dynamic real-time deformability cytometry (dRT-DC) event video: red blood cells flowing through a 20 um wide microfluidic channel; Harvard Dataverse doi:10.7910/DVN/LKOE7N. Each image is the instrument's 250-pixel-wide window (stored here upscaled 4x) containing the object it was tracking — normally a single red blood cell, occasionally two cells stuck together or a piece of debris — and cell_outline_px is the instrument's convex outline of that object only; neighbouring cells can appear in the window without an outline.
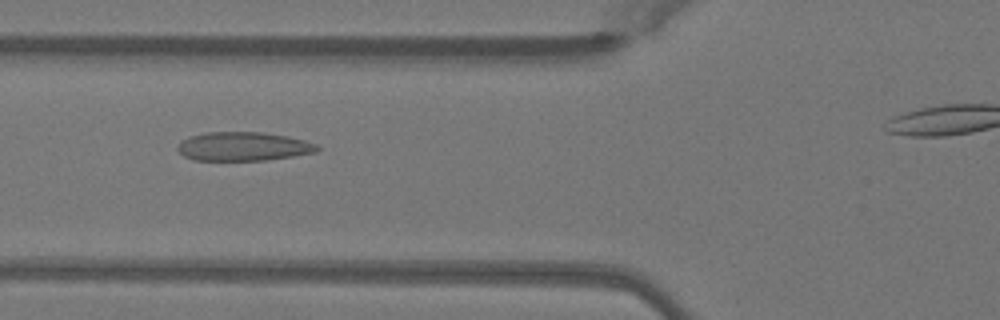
{"species": "Egyptian fruit bat (a non-hibernating species)", "species_latin": "Rousettus aegyptiacus", "temperature_condition": "warm", "stored_images_in_passage": 29, "camera_frame_rate_fps": 3000, "um_per_image_px": 0.085, "animal": {"sex": "female"}, "frame": {"image": 1, "passage_image": 4, "time_ms": 1.0, "image_size_px": [1000, 320], "cell_outline_px": [[320, 148], [316, 152], [268, 160], [192, 160], [184, 156], [176, 148], [180, 140], [188, 136], [204, 132], [264, 132], [288, 136], [304, 140], [316, 144]], "centroid_in_image_um": [20.64, 12.44], "position_along_channel_um": 105.2, "area_um2": 23.64}}
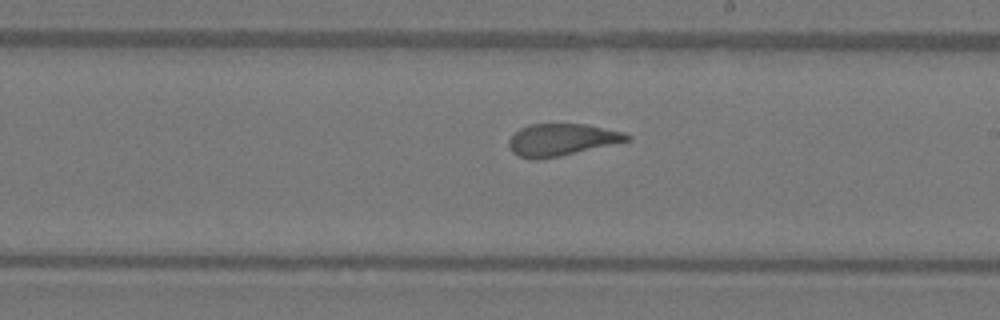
{"frame": {"image": 2, "passage_image": 14, "time_ms": 4.333, "image_size_px": [1000, 320], "cell_outline_px": [[632, 140], [560, 156], [536, 160], [532, 160], [520, 156], [512, 152], [508, 144], [508, 140], [520, 128], [528, 124], [588, 124], [624, 132], [632, 136]], "centroid_in_image_um": [47.76, 11.87], "position_along_channel_um": 241.2, "area_um2": 22.2}}
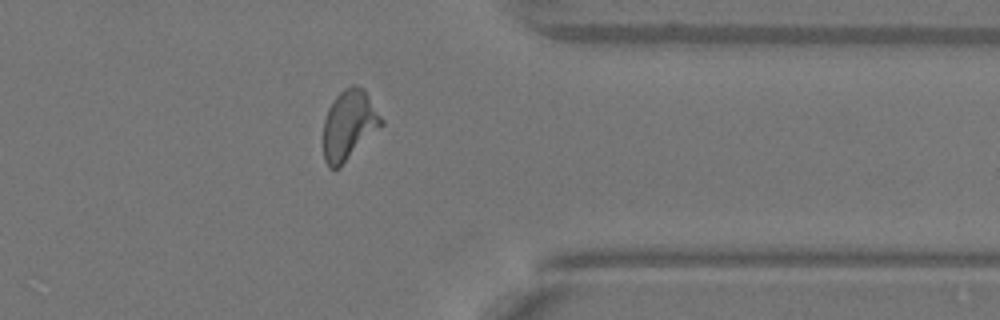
{"frame": {"image": 3, "passage_image": 25, "time_ms": 8.0, "image_size_px": [1000, 320], "cell_outline_px": [[384, 124], [340, 168], [328, 168], [324, 160], [324, 120], [328, 108], [332, 100], [344, 88], [352, 84], [356, 84], [364, 88], [384, 120]], "centroid_in_image_um": [29.68, 10.61], "position_along_channel_um": 381.7, "area_um2": 23.87}}